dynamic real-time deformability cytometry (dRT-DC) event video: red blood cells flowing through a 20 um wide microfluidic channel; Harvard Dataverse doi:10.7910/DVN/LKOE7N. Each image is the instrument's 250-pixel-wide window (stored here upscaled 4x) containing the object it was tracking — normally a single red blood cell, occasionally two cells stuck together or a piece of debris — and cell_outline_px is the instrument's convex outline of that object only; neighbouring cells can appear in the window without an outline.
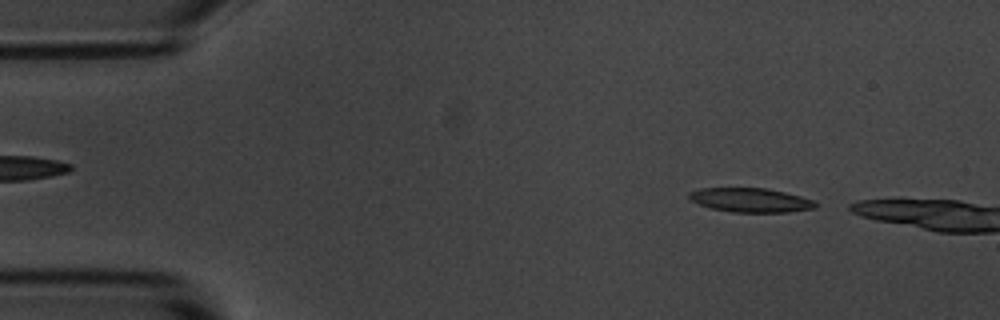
{"species": "common noctule bat (a hibernating species)", "species_latin": "Nyctalus noctula", "temperature_condition": "room temperature", "stored_images_in_passage": 6, "camera_frame_rate_fps": 3000, "um_per_image_px": 0.085, "animal": {"sex": "male", "body_mass_g": 20.1, "forearm_length_mm": 53.5}, "frame": {"image": 1, "passage_image": 3, "time_ms": 0.667, "image_size_px": [1000, 320], "cell_outline_px": [[816, 208], [788, 212], [732, 212], [712, 208], [700, 204], [692, 200], [688, 196], [688, 192], [700, 188], [764, 188], [784, 192], [800, 196], [812, 200], [816, 204]], "centroid_in_image_um": [63.78, 17.01], "position_along_channel_um": 21.2, "area_um2": 17.57}}